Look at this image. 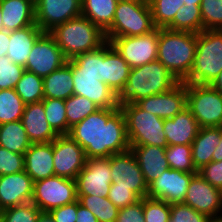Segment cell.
I'll return each mask as SVG.
<instances>
[{
	"mask_svg": "<svg viewBox=\"0 0 222 222\" xmlns=\"http://www.w3.org/2000/svg\"><path fill=\"white\" fill-rule=\"evenodd\" d=\"M68 135L84 149L86 158H108L130 150L120 108L98 109L71 127Z\"/></svg>",
	"mask_w": 222,
	"mask_h": 222,
	"instance_id": "cell-1",
	"label": "cell"
},
{
	"mask_svg": "<svg viewBox=\"0 0 222 222\" xmlns=\"http://www.w3.org/2000/svg\"><path fill=\"white\" fill-rule=\"evenodd\" d=\"M179 81L157 59L130 70L127 82L116 93V103L121 107L151 95L171 90Z\"/></svg>",
	"mask_w": 222,
	"mask_h": 222,
	"instance_id": "cell-2",
	"label": "cell"
},
{
	"mask_svg": "<svg viewBox=\"0 0 222 222\" xmlns=\"http://www.w3.org/2000/svg\"><path fill=\"white\" fill-rule=\"evenodd\" d=\"M197 46V33L159 28L157 59L179 81L190 74Z\"/></svg>",
	"mask_w": 222,
	"mask_h": 222,
	"instance_id": "cell-3",
	"label": "cell"
},
{
	"mask_svg": "<svg viewBox=\"0 0 222 222\" xmlns=\"http://www.w3.org/2000/svg\"><path fill=\"white\" fill-rule=\"evenodd\" d=\"M49 34L67 60L94 51L107 42L105 32L82 15L57 25Z\"/></svg>",
	"mask_w": 222,
	"mask_h": 222,
	"instance_id": "cell-4",
	"label": "cell"
},
{
	"mask_svg": "<svg viewBox=\"0 0 222 222\" xmlns=\"http://www.w3.org/2000/svg\"><path fill=\"white\" fill-rule=\"evenodd\" d=\"M222 71V30H203L197 34L193 66L186 84H211Z\"/></svg>",
	"mask_w": 222,
	"mask_h": 222,
	"instance_id": "cell-5",
	"label": "cell"
},
{
	"mask_svg": "<svg viewBox=\"0 0 222 222\" xmlns=\"http://www.w3.org/2000/svg\"><path fill=\"white\" fill-rule=\"evenodd\" d=\"M148 0L118 1L112 25L105 31L106 40L139 36L155 29Z\"/></svg>",
	"mask_w": 222,
	"mask_h": 222,
	"instance_id": "cell-6",
	"label": "cell"
},
{
	"mask_svg": "<svg viewBox=\"0 0 222 222\" xmlns=\"http://www.w3.org/2000/svg\"><path fill=\"white\" fill-rule=\"evenodd\" d=\"M120 109L125 116L130 145L168 146L163 130L164 119L141 109L136 103L124 104Z\"/></svg>",
	"mask_w": 222,
	"mask_h": 222,
	"instance_id": "cell-7",
	"label": "cell"
},
{
	"mask_svg": "<svg viewBox=\"0 0 222 222\" xmlns=\"http://www.w3.org/2000/svg\"><path fill=\"white\" fill-rule=\"evenodd\" d=\"M187 108L200 128L222 127V94L210 84H186Z\"/></svg>",
	"mask_w": 222,
	"mask_h": 222,
	"instance_id": "cell-8",
	"label": "cell"
},
{
	"mask_svg": "<svg viewBox=\"0 0 222 222\" xmlns=\"http://www.w3.org/2000/svg\"><path fill=\"white\" fill-rule=\"evenodd\" d=\"M78 200L76 182L60 176H52L34 182L31 202L42 212L73 203Z\"/></svg>",
	"mask_w": 222,
	"mask_h": 222,
	"instance_id": "cell-9",
	"label": "cell"
},
{
	"mask_svg": "<svg viewBox=\"0 0 222 222\" xmlns=\"http://www.w3.org/2000/svg\"><path fill=\"white\" fill-rule=\"evenodd\" d=\"M159 28L139 36L114 38L110 44L128 63L136 68L157 60Z\"/></svg>",
	"mask_w": 222,
	"mask_h": 222,
	"instance_id": "cell-10",
	"label": "cell"
},
{
	"mask_svg": "<svg viewBox=\"0 0 222 222\" xmlns=\"http://www.w3.org/2000/svg\"><path fill=\"white\" fill-rule=\"evenodd\" d=\"M30 53L24 69L41 77L51 74L67 63L62 50L49 32H44L36 40Z\"/></svg>",
	"mask_w": 222,
	"mask_h": 222,
	"instance_id": "cell-11",
	"label": "cell"
},
{
	"mask_svg": "<svg viewBox=\"0 0 222 222\" xmlns=\"http://www.w3.org/2000/svg\"><path fill=\"white\" fill-rule=\"evenodd\" d=\"M52 145L55 176L75 180L85 166L84 149L68 134L58 135Z\"/></svg>",
	"mask_w": 222,
	"mask_h": 222,
	"instance_id": "cell-12",
	"label": "cell"
},
{
	"mask_svg": "<svg viewBox=\"0 0 222 222\" xmlns=\"http://www.w3.org/2000/svg\"><path fill=\"white\" fill-rule=\"evenodd\" d=\"M75 182L77 195L108 197L112 184L110 157L86 158L85 166Z\"/></svg>",
	"mask_w": 222,
	"mask_h": 222,
	"instance_id": "cell-13",
	"label": "cell"
},
{
	"mask_svg": "<svg viewBox=\"0 0 222 222\" xmlns=\"http://www.w3.org/2000/svg\"><path fill=\"white\" fill-rule=\"evenodd\" d=\"M183 203L210 219L222 218V190L212 186L199 173L192 177Z\"/></svg>",
	"mask_w": 222,
	"mask_h": 222,
	"instance_id": "cell-14",
	"label": "cell"
},
{
	"mask_svg": "<svg viewBox=\"0 0 222 222\" xmlns=\"http://www.w3.org/2000/svg\"><path fill=\"white\" fill-rule=\"evenodd\" d=\"M112 183L129 187L140 199L147 197L148 185L131 150L110 156Z\"/></svg>",
	"mask_w": 222,
	"mask_h": 222,
	"instance_id": "cell-15",
	"label": "cell"
},
{
	"mask_svg": "<svg viewBox=\"0 0 222 222\" xmlns=\"http://www.w3.org/2000/svg\"><path fill=\"white\" fill-rule=\"evenodd\" d=\"M82 0H40L35 5V22L43 32L81 16Z\"/></svg>",
	"mask_w": 222,
	"mask_h": 222,
	"instance_id": "cell-16",
	"label": "cell"
},
{
	"mask_svg": "<svg viewBox=\"0 0 222 222\" xmlns=\"http://www.w3.org/2000/svg\"><path fill=\"white\" fill-rule=\"evenodd\" d=\"M197 173L167 169L148 186L147 197L164 200L168 204L183 203L189 183Z\"/></svg>",
	"mask_w": 222,
	"mask_h": 222,
	"instance_id": "cell-17",
	"label": "cell"
},
{
	"mask_svg": "<svg viewBox=\"0 0 222 222\" xmlns=\"http://www.w3.org/2000/svg\"><path fill=\"white\" fill-rule=\"evenodd\" d=\"M136 104L141 109L162 119L173 118L177 113L187 108L186 83L179 82L171 90L143 98Z\"/></svg>",
	"mask_w": 222,
	"mask_h": 222,
	"instance_id": "cell-18",
	"label": "cell"
},
{
	"mask_svg": "<svg viewBox=\"0 0 222 222\" xmlns=\"http://www.w3.org/2000/svg\"><path fill=\"white\" fill-rule=\"evenodd\" d=\"M34 181L25 170L0 176V203L4 209L31 202Z\"/></svg>",
	"mask_w": 222,
	"mask_h": 222,
	"instance_id": "cell-19",
	"label": "cell"
},
{
	"mask_svg": "<svg viewBox=\"0 0 222 222\" xmlns=\"http://www.w3.org/2000/svg\"><path fill=\"white\" fill-rule=\"evenodd\" d=\"M74 95H80L93 101L100 109L120 108L116 103V94L110 87L90 74H72Z\"/></svg>",
	"mask_w": 222,
	"mask_h": 222,
	"instance_id": "cell-20",
	"label": "cell"
},
{
	"mask_svg": "<svg viewBox=\"0 0 222 222\" xmlns=\"http://www.w3.org/2000/svg\"><path fill=\"white\" fill-rule=\"evenodd\" d=\"M21 122L32 143H49L58 137L46 120L43 101L26 104Z\"/></svg>",
	"mask_w": 222,
	"mask_h": 222,
	"instance_id": "cell-21",
	"label": "cell"
},
{
	"mask_svg": "<svg viewBox=\"0 0 222 222\" xmlns=\"http://www.w3.org/2000/svg\"><path fill=\"white\" fill-rule=\"evenodd\" d=\"M24 170L34 182L55 176L52 142L32 143L24 154Z\"/></svg>",
	"mask_w": 222,
	"mask_h": 222,
	"instance_id": "cell-22",
	"label": "cell"
},
{
	"mask_svg": "<svg viewBox=\"0 0 222 222\" xmlns=\"http://www.w3.org/2000/svg\"><path fill=\"white\" fill-rule=\"evenodd\" d=\"M130 150L135 155L148 186L170 168L165 154V147L130 145Z\"/></svg>",
	"mask_w": 222,
	"mask_h": 222,
	"instance_id": "cell-23",
	"label": "cell"
},
{
	"mask_svg": "<svg viewBox=\"0 0 222 222\" xmlns=\"http://www.w3.org/2000/svg\"><path fill=\"white\" fill-rule=\"evenodd\" d=\"M200 129L199 124L188 108L173 118L164 119L163 130L168 145H191Z\"/></svg>",
	"mask_w": 222,
	"mask_h": 222,
	"instance_id": "cell-24",
	"label": "cell"
},
{
	"mask_svg": "<svg viewBox=\"0 0 222 222\" xmlns=\"http://www.w3.org/2000/svg\"><path fill=\"white\" fill-rule=\"evenodd\" d=\"M2 23L9 32L36 24L35 6L28 0H0Z\"/></svg>",
	"mask_w": 222,
	"mask_h": 222,
	"instance_id": "cell-25",
	"label": "cell"
},
{
	"mask_svg": "<svg viewBox=\"0 0 222 222\" xmlns=\"http://www.w3.org/2000/svg\"><path fill=\"white\" fill-rule=\"evenodd\" d=\"M130 66L110 42L104 44V83L116 94L127 82Z\"/></svg>",
	"mask_w": 222,
	"mask_h": 222,
	"instance_id": "cell-26",
	"label": "cell"
},
{
	"mask_svg": "<svg viewBox=\"0 0 222 222\" xmlns=\"http://www.w3.org/2000/svg\"><path fill=\"white\" fill-rule=\"evenodd\" d=\"M44 32L36 25L10 32V45L7 57L14 63L25 67L27 58L36 40Z\"/></svg>",
	"mask_w": 222,
	"mask_h": 222,
	"instance_id": "cell-27",
	"label": "cell"
},
{
	"mask_svg": "<svg viewBox=\"0 0 222 222\" xmlns=\"http://www.w3.org/2000/svg\"><path fill=\"white\" fill-rule=\"evenodd\" d=\"M221 127L200 128L191 144L192 162L196 170L212 161L215 148L219 145Z\"/></svg>",
	"mask_w": 222,
	"mask_h": 222,
	"instance_id": "cell-28",
	"label": "cell"
},
{
	"mask_svg": "<svg viewBox=\"0 0 222 222\" xmlns=\"http://www.w3.org/2000/svg\"><path fill=\"white\" fill-rule=\"evenodd\" d=\"M44 98L65 100L74 94L72 64L67 60L61 68L43 77Z\"/></svg>",
	"mask_w": 222,
	"mask_h": 222,
	"instance_id": "cell-29",
	"label": "cell"
},
{
	"mask_svg": "<svg viewBox=\"0 0 222 222\" xmlns=\"http://www.w3.org/2000/svg\"><path fill=\"white\" fill-rule=\"evenodd\" d=\"M117 0H82L81 15L104 32L112 25Z\"/></svg>",
	"mask_w": 222,
	"mask_h": 222,
	"instance_id": "cell-30",
	"label": "cell"
},
{
	"mask_svg": "<svg viewBox=\"0 0 222 222\" xmlns=\"http://www.w3.org/2000/svg\"><path fill=\"white\" fill-rule=\"evenodd\" d=\"M32 142L21 120L0 125V146L14 153L25 154Z\"/></svg>",
	"mask_w": 222,
	"mask_h": 222,
	"instance_id": "cell-31",
	"label": "cell"
},
{
	"mask_svg": "<svg viewBox=\"0 0 222 222\" xmlns=\"http://www.w3.org/2000/svg\"><path fill=\"white\" fill-rule=\"evenodd\" d=\"M72 74H90L104 82V45L70 59Z\"/></svg>",
	"mask_w": 222,
	"mask_h": 222,
	"instance_id": "cell-32",
	"label": "cell"
},
{
	"mask_svg": "<svg viewBox=\"0 0 222 222\" xmlns=\"http://www.w3.org/2000/svg\"><path fill=\"white\" fill-rule=\"evenodd\" d=\"M14 89L25 104L41 102L44 99L43 77L26 70Z\"/></svg>",
	"mask_w": 222,
	"mask_h": 222,
	"instance_id": "cell-33",
	"label": "cell"
},
{
	"mask_svg": "<svg viewBox=\"0 0 222 222\" xmlns=\"http://www.w3.org/2000/svg\"><path fill=\"white\" fill-rule=\"evenodd\" d=\"M166 29L172 31H188L197 34L203 31L200 6L183 5Z\"/></svg>",
	"mask_w": 222,
	"mask_h": 222,
	"instance_id": "cell-34",
	"label": "cell"
},
{
	"mask_svg": "<svg viewBox=\"0 0 222 222\" xmlns=\"http://www.w3.org/2000/svg\"><path fill=\"white\" fill-rule=\"evenodd\" d=\"M81 205L90 210L98 219V222L116 221L119 208L115 206L108 197L77 195Z\"/></svg>",
	"mask_w": 222,
	"mask_h": 222,
	"instance_id": "cell-35",
	"label": "cell"
},
{
	"mask_svg": "<svg viewBox=\"0 0 222 222\" xmlns=\"http://www.w3.org/2000/svg\"><path fill=\"white\" fill-rule=\"evenodd\" d=\"M25 105L15 89L0 90V125L21 120Z\"/></svg>",
	"mask_w": 222,
	"mask_h": 222,
	"instance_id": "cell-36",
	"label": "cell"
},
{
	"mask_svg": "<svg viewBox=\"0 0 222 222\" xmlns=\"http://www.w3.org/2000/svg\"><path fill=\"white\" fill-rule=\"evenodd\" d=\"M98 109L93 101L80 95H72L65 99V110L68 122V134L71 127L84 120L90 114L95 113Z\"/></svg>",
	"mask_w": 222,
	"mask_h": 222,
	"instance_id": "cell-37",
	"label": "cell"
},
{
	"mask_svg": "<svg viewBox=\"0 0 222 222\" xmlns=\"http://www.w3.org/2000/svg\"><path fill=\"white\" fill-rule=\"evenodd\" d=\"M156 28H166L184 5L182 0H148Z\"/></svg>",
	"mask_w": 222,
	"mask_h": 222,
	"instance_id": "cell-38",
	"label": "cell"
},
{
	"mask_svg": "<svg viewBox=\"0 0 222 222\" xmlns=\"http://www.w3.org/2000/svg\"><path fill=\"white\" fill-rule=\"evenodd\" d=\"M42 101L49 125L58 135L68 134L65 100L44 98Z\"/></svg>",
	"mask_w": 222,
	"mask_h": 222,
	"instance_id": "cell-39",
	"label": "cell"
},
{
	"mask_svg": "<svg viewBox=\"0 0 222 222\" xmlns=\"http://www.w3.org/2000/svg\"><path fill=\"white\" fill-rule=\"evenodd\" d=\"M165 154L171 169L182 172L198 173L192 162L191 145H168Z\"/></svg>",
	"mask_w": 222,
	"mask_h": 222,
	"instance_id": "cell-40",
	"label": "cell"
},
{
	"mask_svg": "<svg viewBox=\"0 0 222 222\" xmlns=\"http://www.w3.org/2000/svg\"><path fill=\"white\" fill-rule=\"evenodd\" d=\"M200 10L203 30H222V0H202Z\"/></svg>",
	"mask_w": 222,
	"mask_h": 222,
	"instance_id": "cell-41",
	"label": "cell"
},
{
	"mask_svg": "<svg viewBox=\"0 0 222 222\" xmlns=\"http://www.w3.org/2000/svg\"><path fill=\"white\" fill-rule=\"evenodd\" d=\"M42 211L32 202L4 209L2 222H36Z\"/></svg>",
	"mask_w": 222,
	"mask_h": 222,
	"instance_id": "cell-42",
	"label": "cell"
},
{
	"mask_svg": "<svg viewBox=\"0 0 222 222\" xmlns=\"http://www.w3.org/2000/svg\"><path fill=\"white\" fill-rule=\"evenodd\" d=\"M145 222H170V204L164 200L143 198Z\"/></svg>",
	"mask_w": 222,
	"mask_h": 222,
	"instance_id": "cell-43",
	"label": "cell"
},
{
	"mask_svg": "<svg viewBox=\"0 0 222 222\" xmlns=\"http://www.w3.org/2000/svg\"><path fill=\"white\" fill-rule=\"evenodd\" d=\"M24 71L23 66L12 62L7 56L0 57V90L14 89Z\"/></svg>",
	"mask_w": 222,
	"mask_h": 222,
	"instance_id": "cell-44",
	"label": "cell"
},
{
	"mask_svg": "<svg viewBox=\"0 0 222 222\" xmlns=\"http://www.w3.org/2000/svg\"><path fill=\"white\" fill-rule=\"evenodd\" d=\"M210 218L184 203L170 204V222H210Z\"/></svg>",
	"mask_w": 222,
	"mask_h": 222,
	"instance_id": "cell-45",
	"label": "cell"
},
{
	"mask_svg": "<svg viewBox=\"0 0 222 222\" xmlns=\"http://www.w3.org/2000/svg\"><path fill=\"white\" fill-rule=\"evenodd\" d=\"M24 170V154L14 153L0 146V176Z\"/></svg>",
	"mask_w": 222,
	"mask_h": 222,
	"instance_id": "cell-46",
	"label": "cell"
},
{
	"mask_svg": "<svg viewBox=\"0 0 222 222\" xmlns=\"http://www.w3.org/2000/svg\"><path fill=\"white\" fill-rule=\"evenodd\" d=\"M108 199L119 209L125 208L127 205H131L140 198L124 185L111 184Z\"/></svg>",
	"mask_w": 222,
	"mask_h": 222,
	"instance_id": "cell-47",
	"label": "cell"
},
{
	"mask_svg": "<svg viewBox=\"0 0 222 222\" xmlns=\"http://www.w3.org/2000/svg\"><path fill=\"white\" fill-rule=\"evenodd\" d=\"M115 222H145L143 198L125 208L119 209Z\"/></svg>",
	"mask_w": 222,
	"mask_h": 222,
	"instance_id": "cell-48",
	"label": "cell"
},
{
	"mask_svg": "<svg viewBox=\"0 0 222 222\" xmlns=\"http://www.w3.org/2000/svg\"><path fill=\"white\" fill-rule=\"evenodd\" d=\"M198 173L212 186L222 190V161H211Z\"/></svg>",
	"mask_w": 222,
	"mask_h": 222,
	"instance_id": "cell-49",
	"label": "cell"
},
{
	"mask_svg": "<svg viewBox=\"0 0 222 222\" xmlns=\"http://www.w3.org/2000/svg\"><path fill=\"white\" fill-rule=\"evenodd\" d=\"M56 222H75L77 214V201L54 208L49 211Z\"/></svg>",
	"mask_w": 222,
	"mask_h": 222,
	"instance_id": "cell-50",
	"label": "cell"
},
{
	"mask_svg": "<svg viewBox=\"0 0 222 222\" xmlns=\"http://www.w3.org/2000/svg\"><path fill=\"white\" fill-rule=\"evenodd\" d=\"M75 222H98L96 216L77 200V214Z\"/></svg>",
	"mask_w": 222,
	"mask_h": 222,
	"instance_id": "cell-51",
	"label": "cell"
},
{
	"mask_svg": "<svg viewBox=\"0 0 222 222\" xmlns=\"http://www.w3.org/2000/svg\"><path fill=\"white\" fill-rule=\"evenodd\" d=\"M10 43V32L7 30L0 31V57L6 56Z\"/></svg>",
	"mask_w": 222,
	"mask_h": 222,
	"instance_id": "cell-52",
	"label": "cell"
},
{
	"mask_svg": "<svg viewBox=\"0 0 222 222\" xmlns=\"http://www.w3.org/2000/svg\"><path fill=\"white\" fill-rule=\"evenodd\" d=\"M212 161H222V127H221V138L219 141V145L215 148Z\"/></svg>",
	"mask_w": 222,
	"mask_h": 222,
	"instance_id": "cell-53",
	"label": "cell"
},
{
	"mask_svg": "<svg viewBox=\"0 0 222 222\" xmlns=\"http://www.w3.org/2000/svg\"><path fill=\"white\" fill-rule=\"evenodd\" d=\"M36 222H56L49 212H41Z\"/></svg>",
	"mask_w": 222,
	"mask_h": 222,
	"instance_id": "cell-54",
	"label": "cell"
},
{
	"mask_svg": "<svg viewBox=\"0 0 222 222\" xmlns=\"http://www.w3.org/2000/svg\"><path fill=\"white\" fill-rule=\"evenodd\" d=\"M210 85L222 94V71Z\"/></svg>",
	"mask_w": 222,
	"mask_h": 222,
	"instance_id": "cell-55",
	"label": "cell"
},
{
	"mask_svg": "<svg viewBox=\"0 0 222 222\" xmlns=\"http://www.w3.org/2000/svg\"><path fill=\"white\" fill-rule=\"evenodd\" d=\"M202 0H182L185 6H200Z\"/></svg>",
	"mask_w": 222,
	"mask_h": 222,
	"instance_id": "cell-56",
	"label": "cell"
},
{
	"mask_svg": "<svg viewBox=\"0 0 222 222\" xmlns=\"http://www.w3.org/2000/svg\"><path fill=\"white\" fill-rule=\"evenodd\" d=\"M3 19H2V12H1V7H0V31L4 30V26L2 23Z\"/></svg>",
	"mask_w": 222,
	"mask_h": 222,
	"instance_id": "cell-57",
	"label": "cell"
},
{
	"mask_svg": "<svg viewBox=\"0 0 222 222\" xmlns=\"http://www.w3.org/2000/svg\"><path fill=\"white\" fill-rule=\"evenodd\" d=\"M210 222H222V218L211 219Z\"/></svg>",
	"mask_w": 222,
	"mask_h": 222,
	"instance_id": "cell-58",
	"label": "cell"
},
{
	"mask_svg": "<svg viewBox=\"0 0 222 222\" xmlns=\"http://www.w3.org/2000/svg\"><path fill=\"white\" fill-rule=\"evenodd\" d=\"M28 1H30L35 6L40 0H28Z\"/></svg>",
	"mask_w": 222,
	"mask_h": 222,
	"instance_id": "cell-59",
	"label": "cell"
},
{
	"mask_svg": "<svg viewBox=\"0 0 222 222\" xmlns=\"http://www.w3.org/2000/svg\"><path fill=\"white\" fill-rule=\"evenodd\" d=\"M3 211H4V210H3L2 206H1V203H0V216H1V214H2Z\"/></svg>",
	"mask_w": 222,
	"mask_h": 222,
	"instance_id": "cell-60",
	"label": "cell"
}]
</instances>
